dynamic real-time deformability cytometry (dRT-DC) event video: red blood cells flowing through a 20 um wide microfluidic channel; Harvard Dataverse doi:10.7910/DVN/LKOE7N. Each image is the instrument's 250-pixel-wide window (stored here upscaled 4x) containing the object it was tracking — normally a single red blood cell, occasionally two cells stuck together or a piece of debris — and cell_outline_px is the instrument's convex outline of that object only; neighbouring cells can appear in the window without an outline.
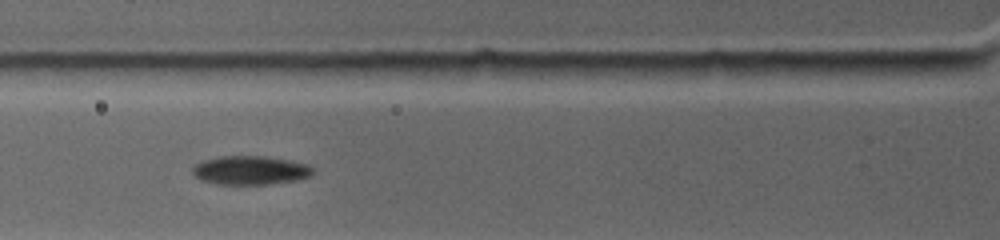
{"species": "common noctule bat (a hibernating species)", "species_latin": "Nyctalus noctula", "temperature_condition": "warm", "stored_images_in_passage": 11, "camera_frame_rate_fps": 4500, "um_per_image_px": 0.085, "animal": {"sex": "female", "body_mass_g": 19.0, "forearm_length_mm": 53.3}, "frame": {"image": 1, "passage_image": 2, "time_ms": 0.667, "image_size_px": [1000, 240], "cell_outline_px": [[312, 176], [296, 180], [272, 184], [216, 184], [200, 180], [192, 172], [192, 168], [196, 164], [208, 160], [228, 156], [252, 156], [284, 160], [304, 164], [312, 168]], "centroid_in_image_um": [21.25, 14.51], "position_along_channel_um": 104.5, "area_um2": 19.54}}
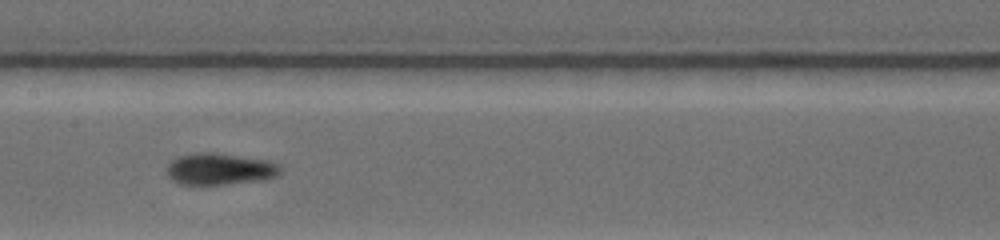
{"frame": {"image": 2, "passage_image": 5, "time_ms": 2.889, "image_size_px": [1000, 240], "cell_outline_px": [[280, 172], [276, 176], [268, 180], [228, 184], [176, 184], [168, 176], [168, 168], [176, 160], [184, 156], [228, 156], [264, 160], [276, 164], [280, 168]], "centroid_in_image_um": [18.76, 14.47], "position_along_channel_um": 188.6, "area_um2": 19.31}}
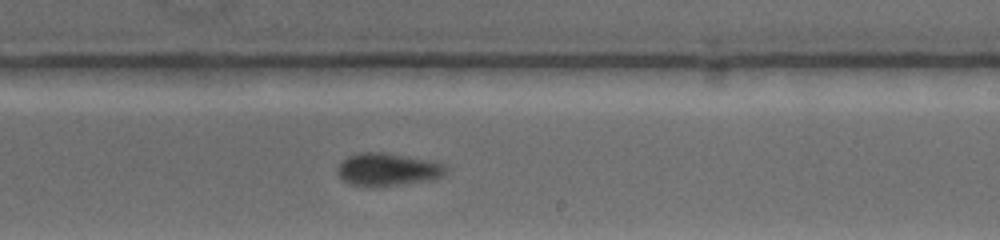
{"frame": {"image": 3, "passage_image": 11, "time_ms": 4.667, "image_size_px": [1000, 240], "cell_outline_px": [[444, 176], [436, 180], [372, 188], [348, 184], [336, 172], [340, 164], [344, 160], [352, 156], [368, 152], [424, 160], [440, 164], [444, 168]], "centroid_in_image_um": [32.92, 14.49], "position_along_channel_um": 256.1, "area_um2": 19.94}}